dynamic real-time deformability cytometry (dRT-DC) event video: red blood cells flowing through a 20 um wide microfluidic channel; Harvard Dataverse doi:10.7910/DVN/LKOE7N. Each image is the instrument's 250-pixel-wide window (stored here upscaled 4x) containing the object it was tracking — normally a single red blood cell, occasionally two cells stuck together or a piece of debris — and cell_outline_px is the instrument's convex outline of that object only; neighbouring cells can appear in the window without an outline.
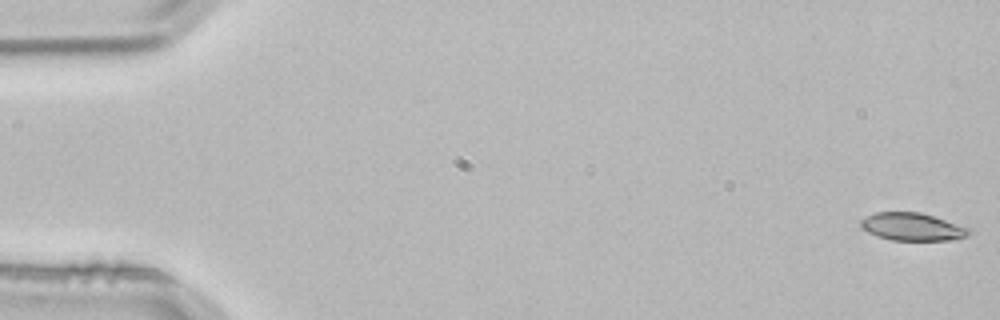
{"species": "common noctule bat (a hibernating species)", "species_latin": "Nyctalus noctula", "temperature_condition": "room temperature", "stored_images_in_passage": 4, "camera_frame_rate_fps": 3000, "um_per_image_px": 0.085, "animal": {"sex": "male", "body_mass_g": 21.5, "forearm_length_mm": 52.0}, "frame": {"image": 1, "passage_image": 1, "time_ms": 0.0, "image_size_px": [1000, 320], "cell_outline_px": [[972, 232], [968, 236], [952, 240], [892, 240], [876, 236], [868, 232], [860, 224], [860, 220], [864, 216], [876, 212], [920, 212], [972, 228]], "centroid_in_image_um": [77.58, 19.27], "position_along_channel_um": 7.4, "area_um2": 17.63}}
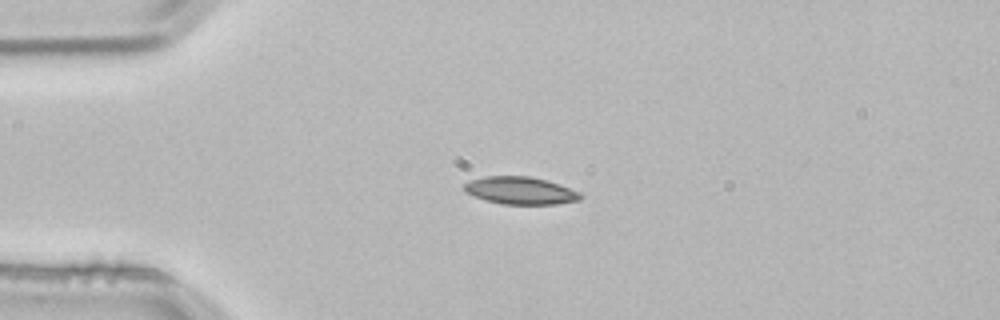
{"frame": {"image": 2, "passage_image": 3, "time_ms": 0.667, "image_size_px": [1000, 320], "cell_outline_px": [[580, 200], [556, 204], [500, 204], [484, 200], [464, 192], [464, 184], [468, 180], [484, 176], [528, 176], [548, 180], [560, 184], [580, 192]], "centroid_in_image_um": [44.19, 16.19], "position_along_channel_um": 40.8, "area_um2": 18.79}}
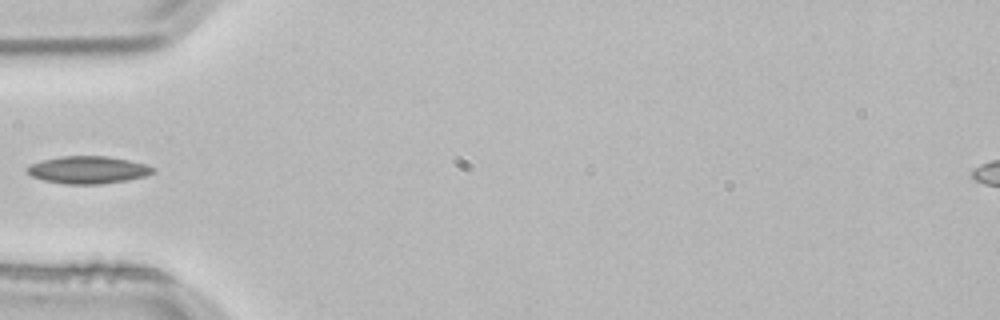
{"frame": {"image": 3, "passage_image": 4, "time_ms": 1.0, "image_size_px": [1000, 320], "cell_outline_px": [[156, 172], [144, 176], [128, 180], [100, 184], [64, 184], [44, 180], [32, 176], [24, 168], [28, 164], [60, 156], [108, 156], [128, 160], [144, 164], [156, 168]], "centroid_in_image_um": [7.47, 14.44], "position_along_channel_um": 77.5, "area_um2": 20.17}}